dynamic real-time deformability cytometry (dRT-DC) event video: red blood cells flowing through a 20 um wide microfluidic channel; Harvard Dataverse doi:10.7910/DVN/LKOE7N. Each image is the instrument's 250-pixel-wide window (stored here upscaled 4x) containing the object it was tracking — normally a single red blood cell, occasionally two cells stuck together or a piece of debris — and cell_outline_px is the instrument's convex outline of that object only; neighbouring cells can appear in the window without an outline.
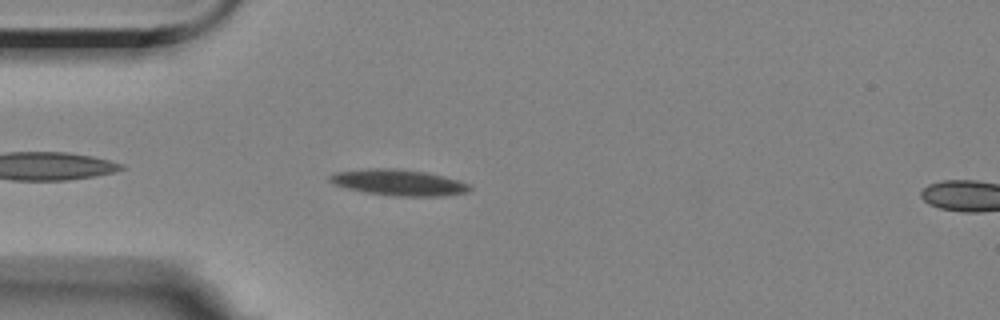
{"species": "Egyptian fruit bat (a non-hibernating species)", "species_latin": "Rousettus aegyptiacus", "temperature_condition": "room temperature", "stored_images_in_passage": 6, "camera_frame_rate_fps": 3000, "um_per_image_px": 0.085, "animal": {"sex": "female"}, "frame": {"image": 1, "passage_image": 4, "time_ms": 1.0, "image_size_px": [1000, 320], "cell_outline_px": [[472, 188], [468, 192], [444, 196], [392, 196], [364, 192], [332, 184], [328, 180], [328, 176], [332, 172], [372, 168], [392, 168], [424, 172], [444, 176], [468, 184]], "centroid_in_image_um": [33.83, 15.51], "position_along_channel_um": 51.2, "area_um2": 21.27}}